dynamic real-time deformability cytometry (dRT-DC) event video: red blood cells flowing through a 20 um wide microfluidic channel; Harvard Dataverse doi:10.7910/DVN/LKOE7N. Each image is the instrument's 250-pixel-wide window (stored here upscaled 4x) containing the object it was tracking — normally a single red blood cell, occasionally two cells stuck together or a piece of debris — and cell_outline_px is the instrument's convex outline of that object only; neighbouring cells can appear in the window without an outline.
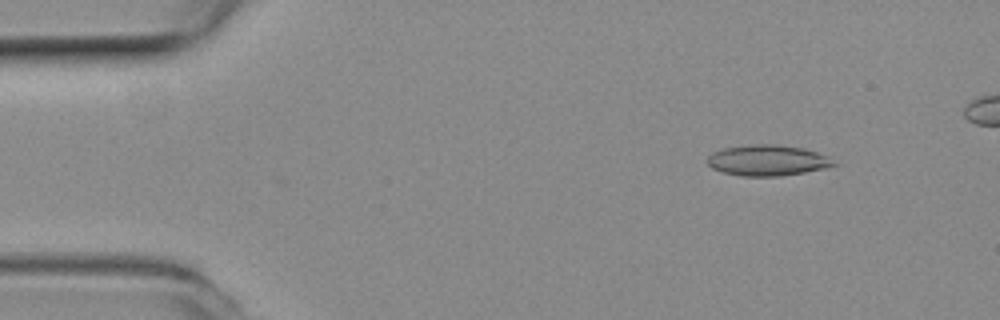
{"species": "common noctule bat (a hibernating species)", "species_latin": "Nyctalus noctula", "temperature_condition": "room temperature", "stored_images_in_passage": 49, "camera_frame_rate_fps": 3000, "um_per_image_px": 0.085, "animal": {"sex": "female", "body_mass_g": 19.3, "forearm_length_mm": 54.1}, "frame": {"image": 1, "passage_image": 6, "time_ms": 1.667, "image_size_px": [1000, 320], "cell_outline_px": [[840, 164], [828, 168], [780, 176], [740, 176], [720, 172], [712, 168], [708, 164], [708, 156], [712, 152], [724, 148], [752, 144], [776, 144], [804, 148], [828, 156]], "centroid_in_image_um": [65.27, 13.63], "position_along_channel_um": 19.7, "area_um2": 22.95}}
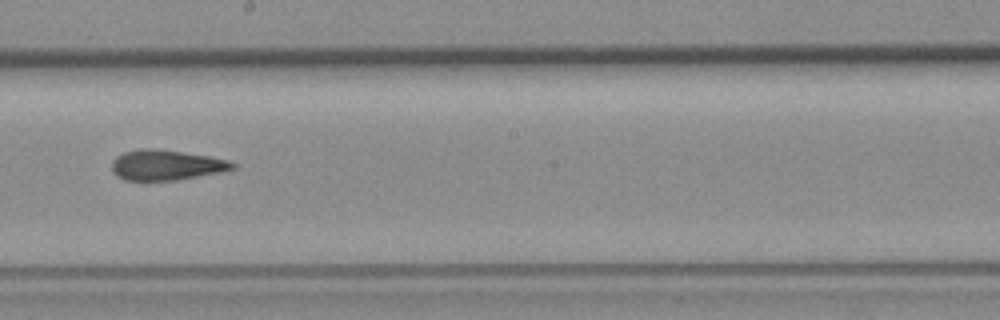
{"frame": {"image": 2, "passage_image": 29, "time_ms": 9.333, "image_size_px": [1000, 320], "cell_outline_px": [[236, 168], [176, 180], [124, 180], [116, 176], [112, 172], [112, 160], [116, 156], [124, 152], [140, 148], [156, 148], [208, 156], [228, 160], [236, 164]], "centroid_in_image_um": [14.06, 14.02], "position_along_channel_um": 234.1, "area_um2": 21.15}}
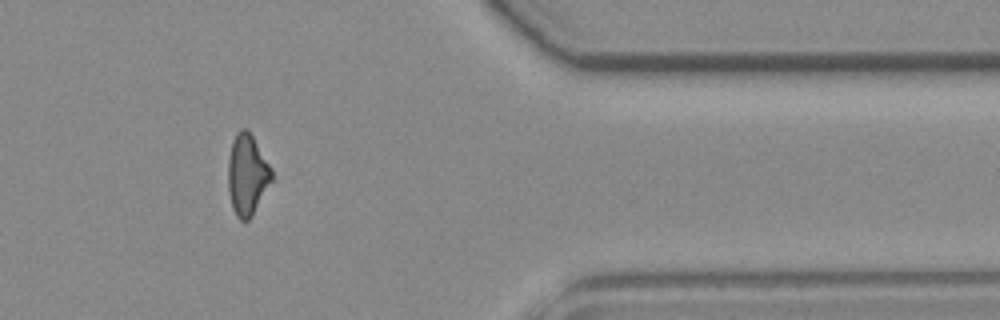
{"frame": {"image": 3, "passage_image": 43, "time_ms": 14.0, "image_size_px": [1000, 320], "cell_outline_px": [[276, 180], [252, 216], [248, 220], [240, 220], [236, 216], [232, 208], [228, 192], [228, 160], [232, 140], [236, 132], [240, 128], [248, 128], [272, 168]], "centroid_in_image_um": [21.06, 14.86], "position_along_channel_um": 390.3, "area_um2": 21.44}, "authors_computed_cell_mechanics": {"area_um2": 21.5016, "velocity_mm_per_s": 3.8928, "shape_relaxation_time_tau1_ms": null, "shape_relaxation_time_tau2_ms": 3.7598, "deformation_change_tau1": null, "deformation_change_tau2": 0.1378}}